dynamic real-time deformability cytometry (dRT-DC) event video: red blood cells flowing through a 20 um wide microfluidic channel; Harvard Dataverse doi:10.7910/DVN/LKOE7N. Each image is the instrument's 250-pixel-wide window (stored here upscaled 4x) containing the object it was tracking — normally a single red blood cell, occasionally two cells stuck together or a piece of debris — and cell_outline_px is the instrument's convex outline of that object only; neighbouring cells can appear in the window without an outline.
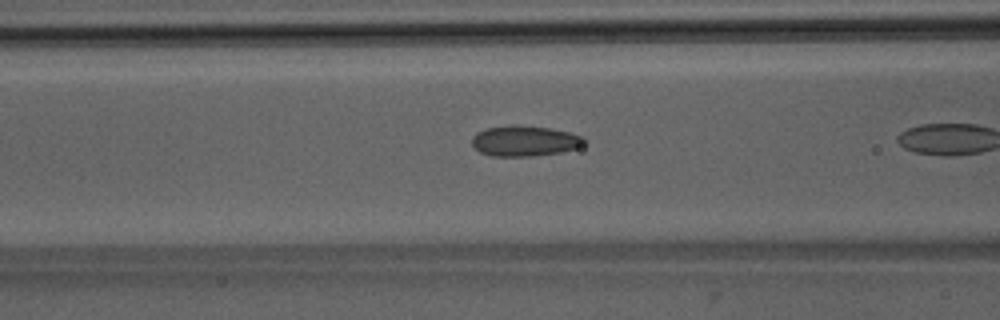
{"species": "Egyptian fruit bat (a non-hibernating species)", "species_latin": "Rousettus aegyptiacus", "temperature_condition": "room temperature", "stored_images_in_passage": 24, "camera_frame_rate_fps": 3000, "um_per_image_px": 0.085, "animal": {"sex": "male"}, "frame": {"image": 1, "passage_image": 17, "time_ms": 5.333, "image_size_px": [1000, 320], "cell_outline_px": [[588, 140], [584, 144], [576, 148], [560, 152], [532, 156], [492, 156], [480, 152], [472, 144], [472, 136], [476, 132], [484, 128], [512, 124], [548, 128], [568, 132], [584, 136]], "centroid_in_image_um": [44.58, 11.97], "position_along_channel_um": 122.0, "area_um2": 20.11}}